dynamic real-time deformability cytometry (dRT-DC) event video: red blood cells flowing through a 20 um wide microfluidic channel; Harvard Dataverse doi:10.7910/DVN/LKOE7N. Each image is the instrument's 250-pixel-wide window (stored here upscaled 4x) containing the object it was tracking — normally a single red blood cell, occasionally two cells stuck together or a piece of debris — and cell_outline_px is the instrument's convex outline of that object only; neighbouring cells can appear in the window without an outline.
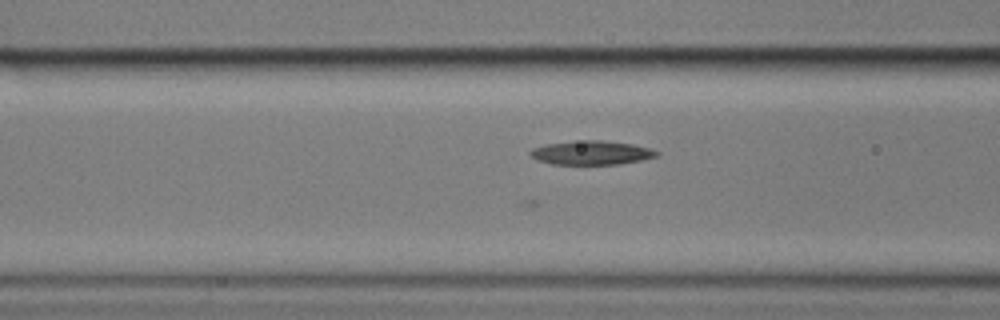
{"species": "common noctule bat (a hibernating species)", "species_latin": "Nyctalus noctula", "temperature_condition": "cold", "stored_images_in_passage": 36, "camera_frame_rate_fps": 3000, "um_per_image_px": 0.085, "animal": {"sex": "male", "body_mass_g": 17.9}, "frame": {"image": 1, "passage_image": 13, "time_ms": 4.0, "image_size_px": [1000, 320], "cell_outline_px": [[660, 156], [620, 164], [552, 164], [536, 160], [528, 152], [532, 148], [548, 144], [584, 140], [600, 140], [632, 144], [652, 148], [660, 152]], "centroid_in_image_um": [50.31, 12.99], "position_along_channel_um": 116.3, "area_um2": 17.63}}
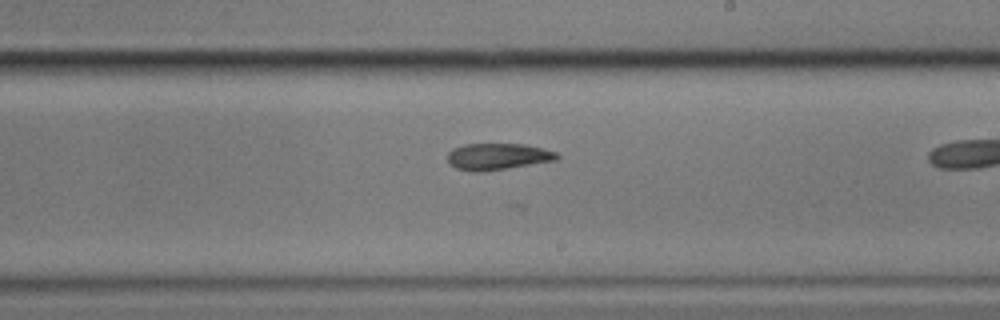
{"frame": {"image": 2, "passage_image": 24, "time_ms": 7.667, "image_size_px": [1000, 320], "cell_outline_px": [[560, 156], [556, 160], [484, 172], [472, 172], [456, 168], [448, 164], [448, 152], [452, 148], [464, 144], [524, 144], [544, 148], [556, 152]], "centroid_in_image_um": [42.28, 13.31], "position_along_channel_um": 246.7, "area_um2": 17.11}}
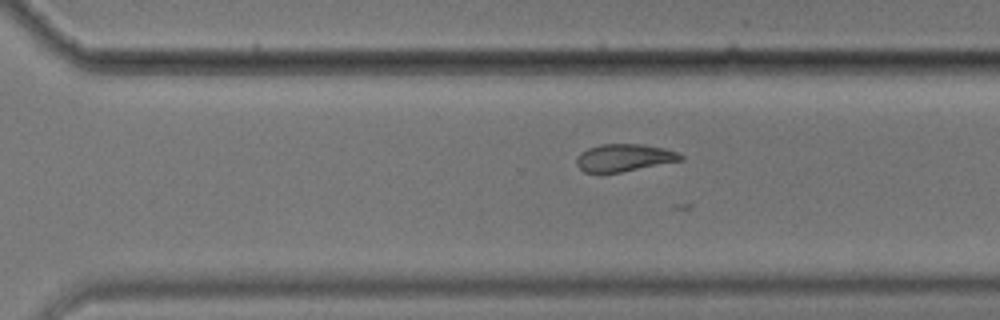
{"frame": {"image": 3, "passage_image": 30, "time_ms": 9.667, "image_size_px": [1000, 320], "cell_outline_px": [[684, 160], [620, 172], [584, 172], [576, 164], [576, 160], [580, 152], [588, 148], [604, 144], [644, 144], [664, 148], [676, 152], [684, 156]], "centroid_in_image_um": [53.07, 13.4], "position_along_channel_um": 317.5, "area_um2": 16.53}}